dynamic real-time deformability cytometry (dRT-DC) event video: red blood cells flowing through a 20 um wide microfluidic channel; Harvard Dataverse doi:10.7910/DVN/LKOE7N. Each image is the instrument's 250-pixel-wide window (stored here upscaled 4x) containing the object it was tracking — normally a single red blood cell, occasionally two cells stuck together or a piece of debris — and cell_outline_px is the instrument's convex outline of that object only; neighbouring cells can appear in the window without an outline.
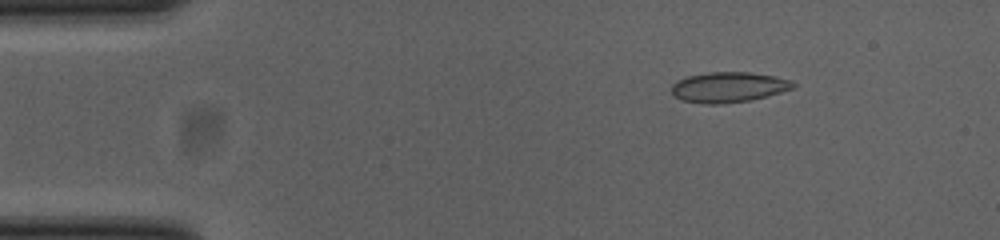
{"species": "common noctule bat (a hibernating species)", "species_latin": "Nyctalus noctula", "temperature_condition": "cold", "stored_images_in_passage": 52, "camera_frame_rate_fps": 3000, "um_per_image_px": 0.085, "animal": {"sex": "female", "body_mass_g": 23.0, "forearm_length_mm": 53.4}, "frame": {"image": 1, "passage_image": 7, "time_ms": 2.0, "image_size_px": [1000, 240], "cell_outline_px": [[796, 88], [768, 96], [748, 100], [720, 104], [708, 104], [684, 100], [676, 96], [672, 92], [672, 84], [676, 80], [688, 76], [708, 72], [748, 72], [772, 76], [792, 80], [796, 84]], "centroid_in_image_um": [61.96, 7.4], "position_along_channel_um": 23.0, "area_um2": 21.39}}
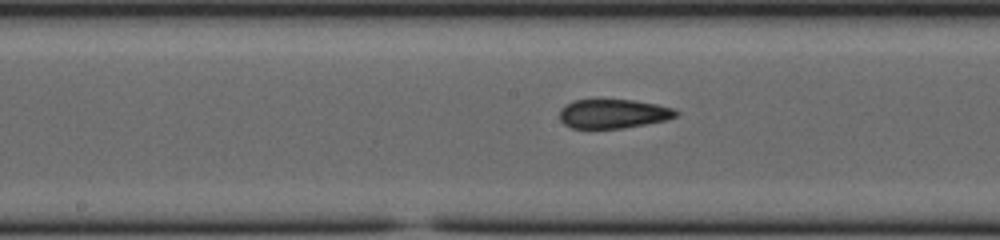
{"frame": {"image": 2, "passage_image": 26, "time_ms": 8.333, "image_size_px": [1000, 240], "cell_outline_px": [[680, 112], [676, 116], [668, 120], [620, 128], [572, 128], [564, 124], [560, 120], [560, 108], [564, 104], [576, 100], [632, 100], [656, 104], [672, 108]], "centroid_in_image_um": [52.11, 9.66], "position_along_channel_um": 196.1, "area_um2": 19.65}}
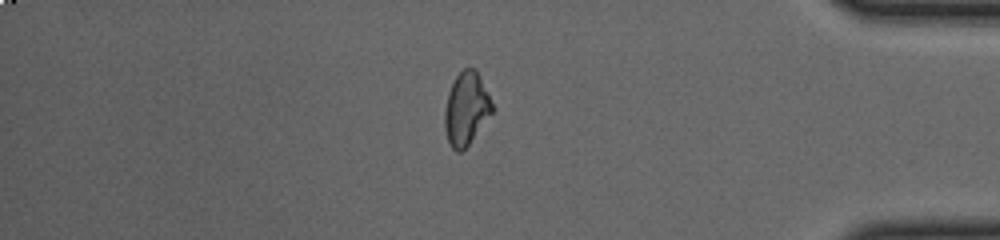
{"frame": {"image": 3, "passage_image": 44, "time_ms": 14.333, "image_size_px": [1000, 240], "cell_outline_px": [[496, 108], [468, 144], [460, 152], [456, 152], [452, 148], [448, 140], [444, 128], [444, 112], [448, 92], [456, 76], [464, 68], [476, 68]], "centroid_in_image_um": [39.64, 9.22], "position_along_channel_um": 395.6, "area_um2": 20.23}, "authors_computed_cell_mechanics": {"area_um2": 20.4901, "velocity_mm_per_s": 3.8759, "shape_relaxation_time_tau1_ms": null, "shape_relaxation_time_tau2_ms": 3.1175, "deformation_change_tau1": null, "deformation_change_tau2": 0.0793}}